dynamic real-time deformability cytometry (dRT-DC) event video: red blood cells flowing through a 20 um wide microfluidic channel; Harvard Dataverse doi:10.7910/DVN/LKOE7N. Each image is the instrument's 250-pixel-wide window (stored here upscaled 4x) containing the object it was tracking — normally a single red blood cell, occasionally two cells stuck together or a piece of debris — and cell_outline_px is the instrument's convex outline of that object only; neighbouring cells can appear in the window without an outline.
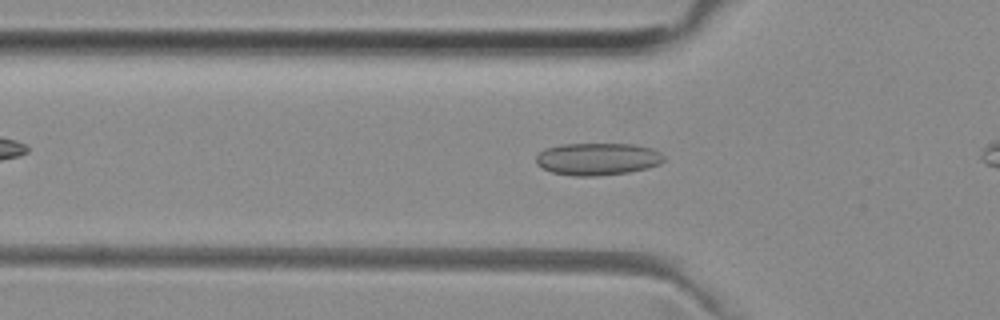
{"species": "common noctule bat (a hibernating species)", "species_latin": "Nyctalus noctula", "temperature_condition": "room temperature", "stored_images_in_passage": 32, "camera_frame_rate_fps": 3000, "um_per_image_px": 0.085, "animal": {"sex": "female", "body_mass_g": 29.2, "forearm_length_mm": 56.3}, "frame": {"image": 1, "passage_image": 7, "time_ms": 2.0, "image_size_px": [1000, 320], "cell_outline_px": [[664, 160], [660, 164], [648, 168], [628, 172], [596, 176], [572, 176], [552, 172], [536, 164], [536, 156], [544, 148], [560, 144], [636, 144], [652, 148], [660, 152], [664, 156]], "centroid_in_image_um": [50.8, 13.51], "position_along_channel_um": 75.0, "area_um2": 24.22}}
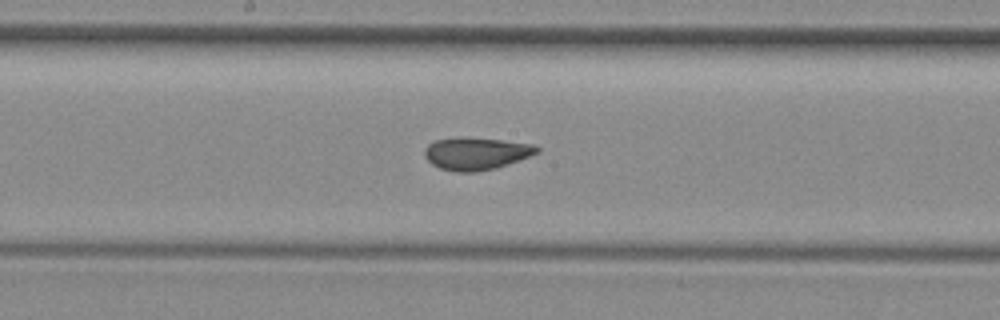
{"frame": {"image": 2, "passage_image": 17, "time_ms": 5.333, "image_size_px": [1000, 320], "cell_outline_px": [[540, 152], [496, 168], [476, 172], [456, 172], [440, 168], [432, 164], [424, 156], [424, 148], [432, 140], [464, 136], [536, 144], [540, 148]], "centroid_in_image_um": [40.45, 13.03], "position_along_channel_um": 207.7, "area_um2": 21.5}}
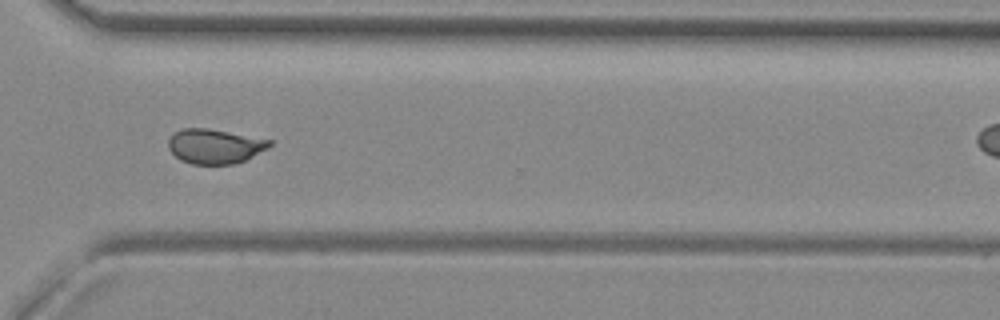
{"frame": {"image": 3, "passage_image": 28, "time_ms": 9.0, "image_size_px": [1000, 320], "cell_outline_px": [[272, 144], [268, 148], [244, 160], [232, 164], [192, 164], [180, 160], [168, 148], [168, 140], [172, 132], [180, 128], [208, 128], [272, 140]], "centroid_in_image_um": [18.21, 12.42], "position_along_channel_um": 352.4, "area_um2": 20.46}}